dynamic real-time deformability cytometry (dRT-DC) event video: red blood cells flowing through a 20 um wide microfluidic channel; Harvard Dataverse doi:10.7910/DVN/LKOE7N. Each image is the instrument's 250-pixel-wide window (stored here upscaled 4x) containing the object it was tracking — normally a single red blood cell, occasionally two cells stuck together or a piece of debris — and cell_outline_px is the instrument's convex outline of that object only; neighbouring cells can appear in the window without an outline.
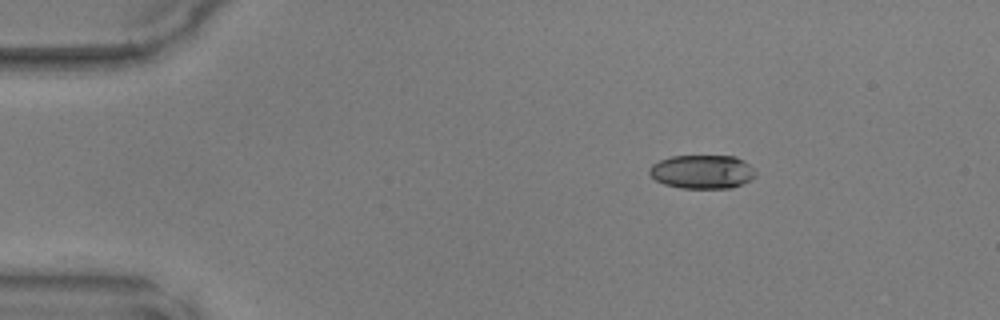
{"species": "common noctule bat (a hibernating species)", "species_latin": "Nyctalus noctula", "temperature_condition": "warm", "stored_images_in_passage": 42, "camera_frame_rate_fps": 3000, "um_per_image_px": 0.085, "animal": {"sex": "male", "body_mass_g": 17.9, "forearm_length_mm": 54.2}, "frame": {"image": 1, "passage_image": 1, "time_ms": 0.0, "image_size_px": [1000, 320], "cell_outline_px": [[756, 176], [732, 188], [680, 188], [664, 184], [656, 180], [648, 172], [648, 168], [652, 164], [660, 160], [672, 156], [736, 156], [744, 160], [756, 172]], "centroid_in_image_um": [59.67, 14.59], "position_along_channel_um": 25.3, "area_um2": 20.87}}
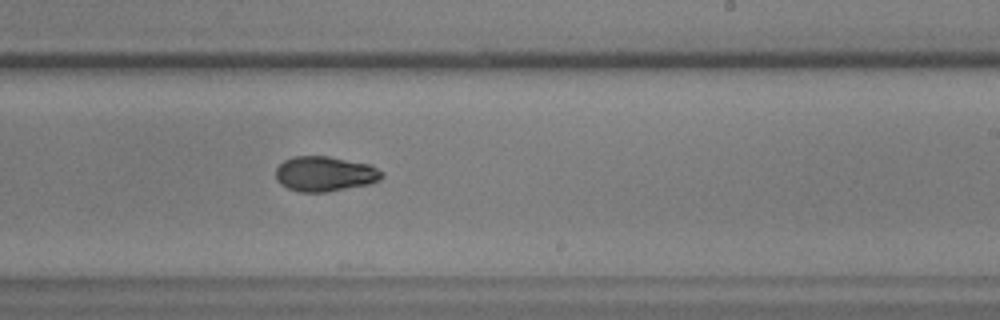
{"frame": {"image": 2, "passage_image": 23, "time_ms": 7.333, "image_size_px": [1000, 320], "cell_outline_px": [[384, 176], [380, 180], [368, 184], [328, 192], [300, 192], [288, 188], [280, 184], [276, 180], [276, 168], [284, 160], [292, 156], [328, 156], [372, 164], [384, 172]], "centroid_in_image_um": [27.63, 14.77], "position_along_channel_um": 261.4, "area_um2": 21.96}}
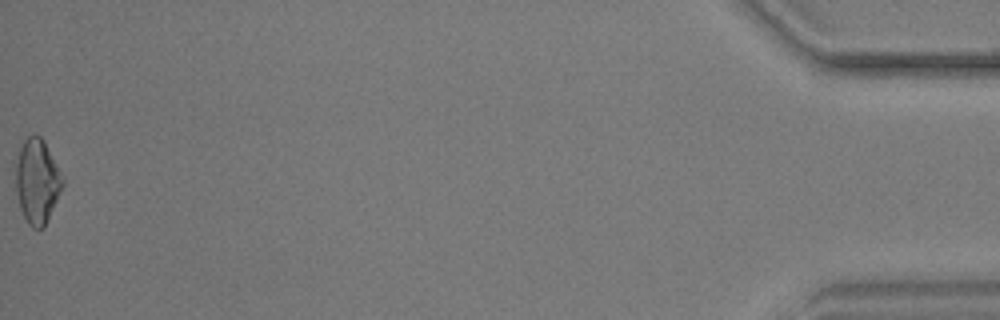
{"frame": {"image": 3, "passage_image": 42, "time_ms": 13.667, "image_size_px": [1000, 320], "cell_outline_px": [[64, 184], [44, 228], [32, 228], [28, 224], [20, 208], [16, 192], [16, 164], [20, 148], [24, 140], [28, 136], [40, 136], [44, 140], [64, 180]], "centroid_in_image_um": [3.16, 15.43], "position_along_channel_um": 432.0, "area_um2": 22.77}}